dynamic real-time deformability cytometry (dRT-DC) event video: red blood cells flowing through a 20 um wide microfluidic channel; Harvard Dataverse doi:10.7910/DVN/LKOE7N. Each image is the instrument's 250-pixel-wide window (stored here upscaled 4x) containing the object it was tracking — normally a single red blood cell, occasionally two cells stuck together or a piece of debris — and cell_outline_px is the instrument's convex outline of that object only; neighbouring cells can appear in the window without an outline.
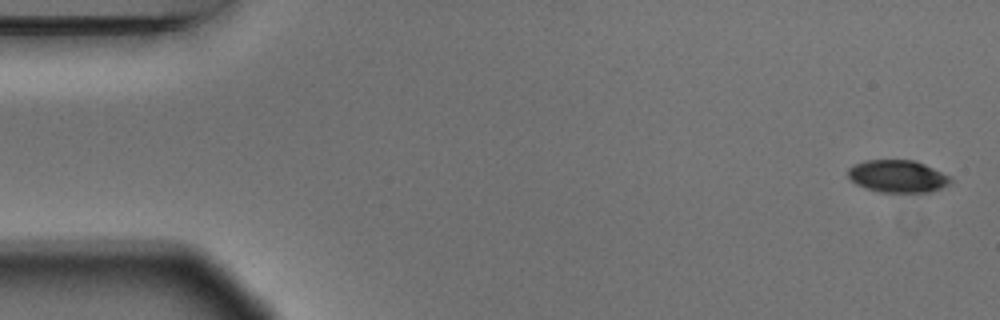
{"species": "Egyptian fruit bat (a non-hibernating species)", "species_latin": "Rousettus aegyptiacus", "temperature_condition": "warm", "stored_images_in_passage": 5, "camera_frame_rate_fps": 3000, "um_per_image_px": 0.085, "animal": {"sex": "male"}, "frame": {"image": 1, "passage_image": 1, "time_ms": 0.0, "image_size_px": [1000, 320], "cell_outline_px": [[952, 184], [932, 192], [880, 192], [864, 188], [856, 184], [848, 176], [848, 168], [864, 160], [916, 160], [948, 176], [952, 180]], "centroid_in_image_um": [76.3, 14.99], "position_along_channel_um": 8.7, "area_um2": 19.36}}
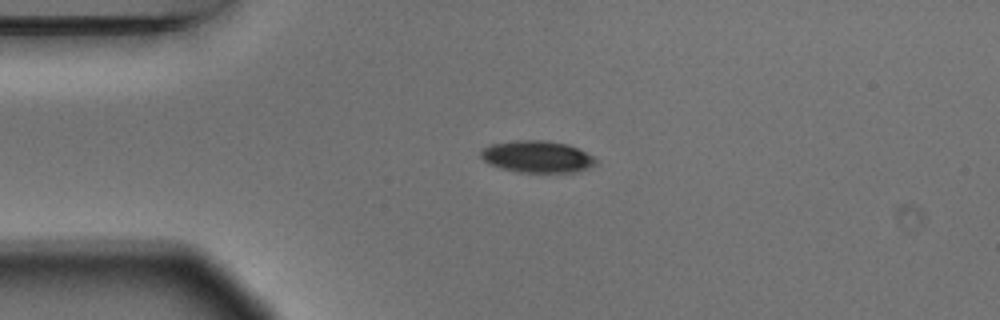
{"frame": {"image": 2, "passage_image": 4, "time_ms": 1.0, "image_size_px": [1000, 320], "cell_outline_px": [[596, 164], [588, 168], [576, 172], [520, 172], [500, 168], [484, 160], [480, 156], [480, 152], [488, 144], [516, 140], [544, 140], [568, 144], [592, 156], [596, 160]], "centroid_in_image_um": [45.64, 13.31], "position_along_channel_um": 39.4, "area_um2": 21.21}}